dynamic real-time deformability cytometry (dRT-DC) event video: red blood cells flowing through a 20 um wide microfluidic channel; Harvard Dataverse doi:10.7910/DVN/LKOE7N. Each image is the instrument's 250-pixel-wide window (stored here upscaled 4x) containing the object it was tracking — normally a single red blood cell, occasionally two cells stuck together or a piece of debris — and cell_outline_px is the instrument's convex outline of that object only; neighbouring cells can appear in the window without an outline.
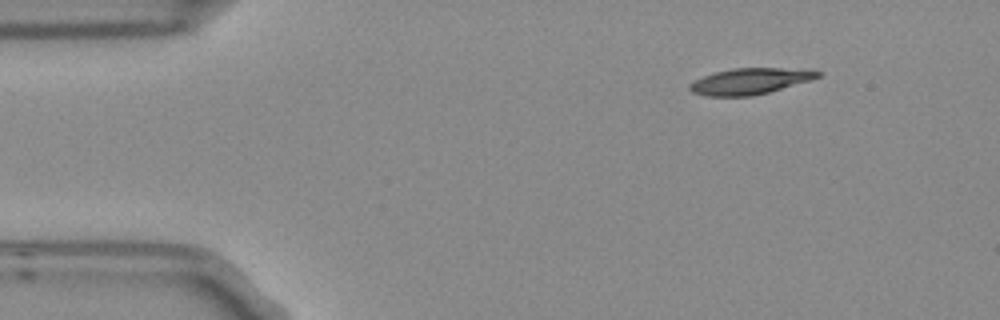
{"species": "Egyptian fruit bat (a non-hibernating species)", "species_latin": "Rousettus aegyptiacus", "temperature_condition": "room temperature", "stored_images_in_passage": 5, "camera_frame_rate_fps": 3000, "um_per_image_px": 0.085, "frame": {"image": 1, "passage_image": 1, "time_ms": 0.0, "image_size_px": [1000, 320], "cell_outline_px": [[820, 76], [808, 80], [768, 92], [752, 96], [704, 96], [692, 92], [688, 88], [688, 84], [704, 76], [716, 72], [732, 68], [780, 68], [820, 72]], "centroid_in_image_um": [63.63, 6.91], "position_along_channel_um": 21.4, "area_um2": 18.96}}
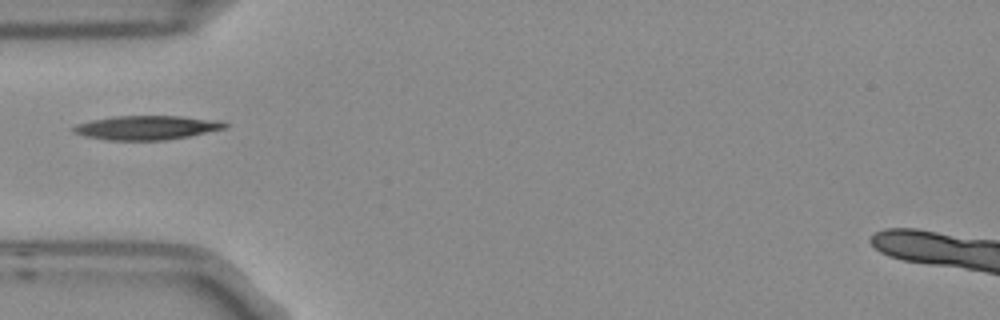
{"frame": {"image": 2, "passage_image": 4, "time_ms": 1.0, "image_size_px": [1000, 320], "cell_outline_px": [[228, 124], [224, 128], [188, 136], [164, 140], [108, 140], [84, 136], [72, 132], [72, 128], [76, 124], [92, 120], [112, 116], [184, 116], [220, 120]], "centroid_in_image_um": [12.43, 10.84], "position_along_channel_um": 72.6, "area_um2": 21.21}}
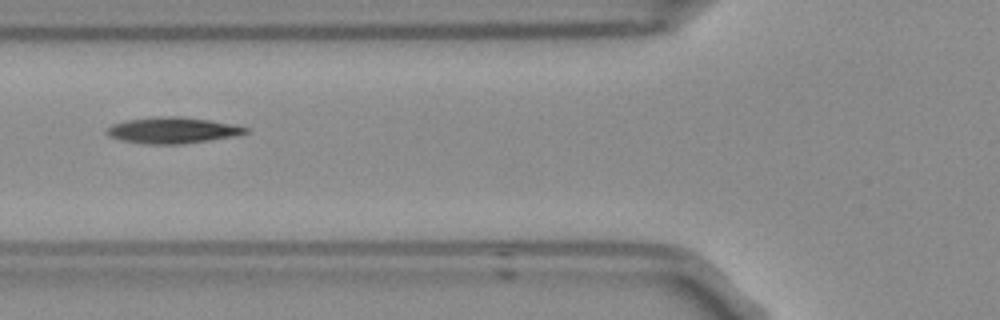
{"frame": {"image": 3, "passage_image": 5, "time_ms": 1.333, "image_size_px": [1000, 320], "cell_outline_px": [[248, 132], [236, 136], [212, 140], [180, 144], [144, 144], [124, 140], [108, 136], [104, 132], [104, 128], [112, 124], [128, 120], [152, 116], [180, 116], [212, 120], [232, 124], [248, 128]], "centroid_in_image_um": [14.64, 11.07], "position_along_channel_um": 111.2, "area_um2": 21.39}}